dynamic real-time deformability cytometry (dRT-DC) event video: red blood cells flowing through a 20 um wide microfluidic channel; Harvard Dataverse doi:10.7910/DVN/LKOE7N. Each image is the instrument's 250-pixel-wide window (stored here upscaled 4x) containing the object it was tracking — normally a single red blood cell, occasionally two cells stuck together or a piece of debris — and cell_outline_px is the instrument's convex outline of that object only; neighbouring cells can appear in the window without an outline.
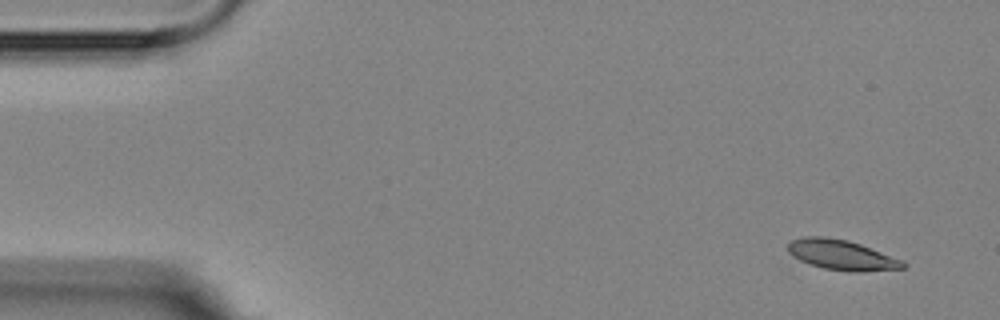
{"species": "Egyptian fruit bat (a non-hibernating species)", "species_latin": "Rousettus aegyptiacus", "temperature_condition": "room temperature", "stored_images_in_passage": 5, "camera_frame_rate_fps": 3000, "um_per_image_px": 0.085, "animal": {"sex": "female"}, "frame": {"image": 1, "passage_image": 1, "time_ms": 0.0, "image_size_px": [1000, 320], "cell_outline_px": [[908, 264], [904, 268], [860, 272], [848, 272], [824, 268], [800, 260], [792, 256], [788, 252], [788, 244], [792, 240], [804, 236], [824, 236], [848, 240], [860, 244], [904, 260]], "centroid_in_image_um": [71.57, 21.67], "position_along_channel_um": 13.4, "area_um2": 20.29}}
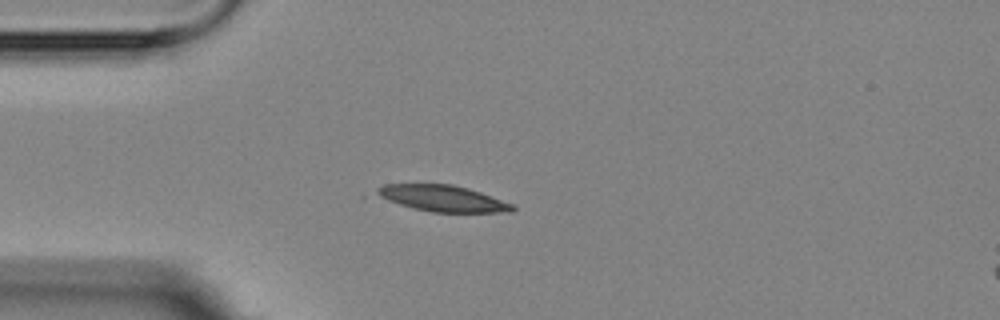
{"frame": {"image": 2, "passage_image": 4, "time_ms": 3.667, "image_size_px": [1000, 320], "cell_outline_px": [[516, 208], [512, 212], [432, 212], [412, 208], [360, 196], [384, 184], [452, 184], [468, 188], [516, 204]], "centroid_in_image_um": [37.37, 16.86], "position_along_channel_um": 47.6, "area_um2": 22.02}}